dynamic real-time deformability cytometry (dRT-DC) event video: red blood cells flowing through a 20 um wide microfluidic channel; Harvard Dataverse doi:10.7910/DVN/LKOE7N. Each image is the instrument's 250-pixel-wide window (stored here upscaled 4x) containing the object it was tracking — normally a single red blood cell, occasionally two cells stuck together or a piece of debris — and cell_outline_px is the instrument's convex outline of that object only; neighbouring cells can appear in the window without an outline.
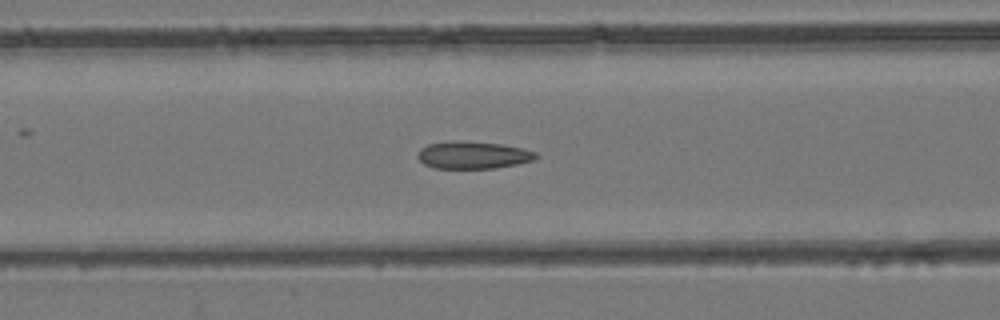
{"species": "common noctule bat (a hibernating species)", "species_latin": "Nyctalus noctula", "temperature_condition": "room temperature", "stored_images_in_passage": 39, "camera_frame_rate_fps": 3000, "um_per_image_px": 0.085, "animal": {"sex": "female", "body_mass_g": 24.6, "forearm_length_mm": 56.2}, "frame": {"image": 1, "passage_image": 11, "time_ms": 3.333, "image_size_px": [1000, 320], "cell_outline_px": [[540, 156], [536, 160], [496, 168], [432, 168], [424, 164], [416, 156], [420, 148], [428, 144], [504, 144], [536, 152]], "centroid_in_image_um": [40.27, 13.24], "position_along_channel_um": 126.3, "area_um2": 17.92}}
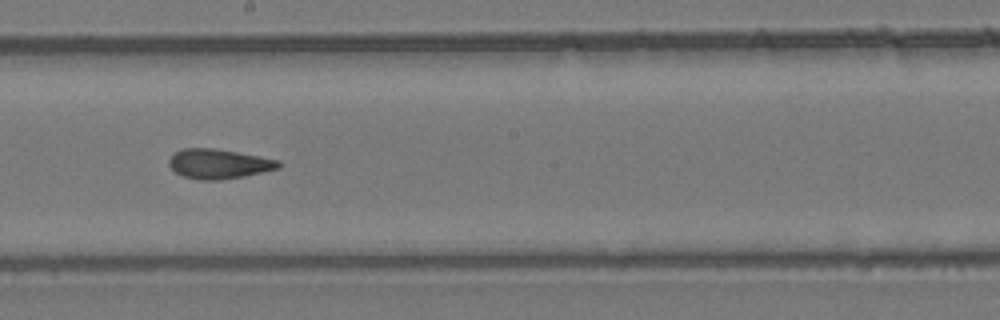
{"frame": {"image": 2, "passage_image": 19, "time_ms": 6.0, "image_size_px": [1000, 320], "cell_outline_px": [[284, 164], [280, 168], [244, 176], [220, 180], [200, 180], [184, 176], [176, 172], [168, 164], [168, 160], [176, 152], [184, 148], [212, 148], [236, 152], [280, 160]], "centroid_in_image_um": [18.63, 13.93], "position_along_channel_um": 229.6, "area_um2": 18.84}}
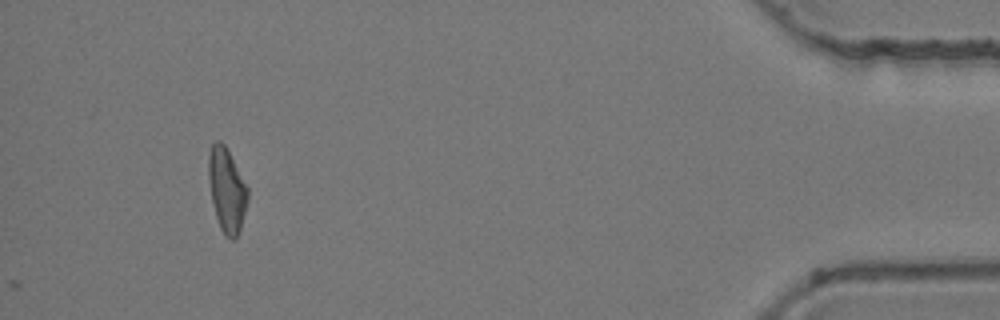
{"frame": {"image": 3, "passage_image": 39, "time_ms": 12.667, "image_size_px": [1000, 320], "cell_outline_px": [[248, 200], [240, 232], [232, 240], [220, 228], [216, 216], [212, 200], [208, 180], [208, 156], [212, 144], [216, 140], [220, 140], [224, 144], [248, 188]], "centroid_in_image_um": [19.27, 16.14], "position_along_channel_um": 415.9, "area_um2": 18.96}, "authors_computed_cell_mechanics": {"area_um2": 18.6694, "velocity_mm_per_s": 3.8774, "shape_relaxation_time_tau1_ms": null, "shape_relaxation_time_tau2_ms": 3.6306, "deformation_change_tau1": null, "deformation_change_tau2": 0.1106}}